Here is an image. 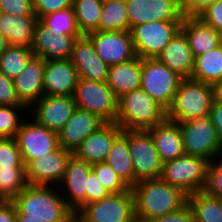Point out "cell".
<instances>
[{
    "mask_svg": "<svg viewBox=\"0 0 222 222\" xmlns=\"http://www.w3.org/2000/svg\"><path fill=\"white\" fill-rule=\"evenodd\" d=\"M136 222H149L182 208L187 194L160 177L138 181L132 187Z\"/></svg>",
    "mask_w": 222,
    "mask_h": 222,
    "instance_id": "cell-1",
    "label": "cell"
},
{
    "mask_svg": "<svg viewBox=\"0 0 222 222\" xmlns=\"http://www.w3.org/2000/svg\"><path fill=\"white\" fill-rule=\"evenodd\" d=\"M16 215H28L45 222H75L58 186L28 184L13 200Z\"/></svg>",
    "mask_w": 222,
    "mask_h": 222,
    "instance_id": "cell-2",
    "label": "cell"
},
{
    "mask_svg": "<svg viewBox=\"0 0 222 222\" xmlns=\"http://www.w3.org/2000/svg\"><path fill=\"white\" fill-rule=\"evenodd\" d=\"M166 118V110L142 88L118 99L116 123L123 130H147Z\"/></svg>",
    "mask_w": 222,
    "mask_h": 222,
    "instance_id": "cell-3",
    "label": "cell"
},
{
    "mask_svg": "<svg viewBox=\"0 0 222 222\" xmlns=\"http://www.w3.org/2000/svg\"><path fill=\"white\" fill-rule=\"evenodd\" d=\"M213 101L212 85L185 78L166 111V118L180 123L207 117L210 115Z\"/></svg>",
    "mask_w": 222,
    "mask_h": 222,
    "instance_id": "cell-4",
    "label": "cell"
},
{
    "mask_svg": "<svg viewBox=\"0 0 222 222\" xmlns=\"http://www.w3.org/2000/svg\"><path fill=\"white\" fill-rule=\"evenodd\" d=\"M209 161L191 155H182L163 163L160 178L190 195L206 187Z\"/></svg>",
    "mask_w": 222,
    "mask_h": 222,
    "instance_id": "cell-5",
    "label": "cell"
},
{
    "mask_svg": "<svg viewBox=\"0 0 222 222\" xmlns=\"http://www.w3.org/2000/svg\"><path fill=\"white\" fill-rule=\"evenodd\" d=\"M75 222H136L132 188L84 205L75 214Z\"/></svg>",
    "mask_w": 222,
    "mask_h": 222,
    "instance_id": "cell-6",
    "label": "cell"
},
{
    "mask_svg": "<svg viewBox=\"0 0 222 222\" xmlns=\"http://www.w3.org/2000/svg\"><path fill=\"white\" fill-rule=\"evenodd\" d=\"M179 124L186 155L201 157L209 162L222 157V146L210 116Z\"/></svg>",
    "mask_w": 222,
    "mask_h": 222,
    "instance_id": "cell-7",
    "label": "cell"
},
{
    "mask_svg": "<svg viewBox=\"0 0 222 222\" xmlns=\"http://www.w3.org/2000/svg\"><path fill=\"white\" fill-rule=\"evenodd\" d=\"M183 79L157 58L142 59L141 88L166 111Z\"/></svg>",
    "mask_w": 222,
    "mask_h": 222,
    "instance_id": "cell-8",
    "label": "cell"
},
{
    "mask_svg": "<svg viewBox=\"0 0 222 222\" xmlns=\"http://www.w3.org/2000/svg\"><path fill=\"white\" fill-rule=\"evenodd\" d=\"M74 99L77 108L93 113L104 122H116L118 99L107 82L79 78Z\"/></svg>",
    "mask_w": 222,
    "mask_h": 222,
    "instance_id": "cell-9",
    "label": "cell"
},
{
    "mask_svg": "<svg viewBox=\"0 0 222 222\" xmlns=\"http://www.w3.org/2000/svg\"><path fill=\"white\" fill-rule=\"evenodd\" d=\"M182 21H151L133 27L130 32L136 56L156 58L181 29Z\"/></svg>",
    "mask_w": 222,
    "mask_h": 222,
    "instance_id": "cell-10",
    "label": "cell"
},
{
    "mask_svg": "<svg viewBox=\"0 0 222 222\" xmlns=\"http://www.w3.org/2000/svg\"><path fill=\"white\" fill-rule=\"evenodd\" d=\"M134 167V185L141 180L158 178L163 163L148 130H123Z\"/></svg>",
    "mask_w": 222,
    "mask_h": 222,
    "instance_id": "cell-11",
    "label": "cell"
},
{
    "mask_svg": "<svg viewBox=\"0 0 222 222\" xmlns=\"http://www.w3.org/2000/svg\"><path fill=\"white\" fill-rule=\"evenodd\" d=\"M15 139L25 166L59 146L58 133L38 124L28 115L24 118Z\"/></svg>",
    "mask_w": 222,
    "mask_h": 222,
    "instance_id": "cell-12",
    "label": "cell"
},
{
    "mask_svg": "<svg viewBox=\"0 0 222 222\" xmlns=\"http://www.w3.org/2000/svg\"><path fill=\"white\" fill-rule=\"evenodd\" d=\"M129 31L151 21H183L180 0H125Z\"/></svg>",
    "mask_w": 222,
    "mask_h": 222,
    "instance_id": "cell-13",
    "label": "cell"
},
{
    "mask_svg": "<svg viewBox=\"0 0 222 222\" xmlns=\"http://www.w3.org/2000/svg\"><path fill=\"white\" fill-rule=\"evenodd\" d=\"M87 36L93 42L97 55L109 66L124 63L136 57L129 30L93 31Z\"/></svg>",
    "mask_w": 222,
    "mask_h": 222,
    "instance_id": "cell-14",
    "label": "cell"
},
{
    "mask_svg": "<svg viewBox=\"0 0 222 222\" xmlns=\"http://www.w3.org/2000/svg\"><path fill=\"white\" fill-rule=\"evenodd\" d=\"M73 155L60 145L45 156L26 165V176L30 185L58 186L64 178L69 158Z\"/></svg>",
    "mask_w": 222,
    "mask_h": 222,
    "instance_id": "cell-15",
    "label": "cell"
},
{
    "mask_svg": "<svg viewBox=\"0 0 222 222\" xmlns=\"http://www.w3.org/2000/svg\"><path fill=\"white\" fill-rule=\"evenodd\" d=\"M76 108L74 96L45 95L28 109V114L38 124L59 133Z\"/></svg>",
    "mask_w": 222,
    "mask_h": 222,
    "instance_id": "cell-16",
    "label": "cell"
},
{
    "mask_svg": "<svg viewBox=\"0 0 222 222\" xmlns=\"http://www.w3.org/2000/svg\"><path fill=\"white\" fill-rule=\"evenodd\" d=\"M91 170V164L72 155L68 160L64 178L58 185L61 195L74 214L86 205V180Z\"/></svg>",
    "mask_w": 222,
    "mask_h": 222,
    "instance_id": "cell-17",
    "label": "cell"
},
{
    "mask_svg": "<svg viewBox=\"0 0 222 222\" xmlns=\"http://www.w3.org/2000/svg\"><path fill=\"white\" fill-rule=\"evenodd\" d=\"M70 60L79 78L107 81L110 66L97 55L95 46L87 35L75 40Z\"/></svg>",
    "mask_w": 222,
    "mask_h": 222,
    "instance_id": "cell-18",
    "label": "cell"
},
{
    "mask_svg": "<svg viewBox=\"0 0 222 222\" xmlns=\"http://www.w3.org/2000/svg\"><path fill=\"white\" fill-rule=\"evenodd\" d=\"M81 36L54 35L50 28L38 19L32 42L34 56L45 61L53 59H70L74 42Z\"/></svg>",
    "mask_w": 222,
    "mask_h": 222,
    "instance_id": "cell-19",
    "label": "cell"
},
{
    "mask_svg": "<svg viewBox=\"0 0 222 222\" xmlns=\"http://www.w3.org/2000/svg\"><path fill=\"white\" fill-rule=\"evenodd\" d=\"M123 129L116 122H105L96 131L85 138L73 155L89 164L104 162L114 140Z\"/></svg>",
    "mask_w": 222,
    "mask_h": 222,
    "instance_id": "cell-20",
    "label": "cell"
},
{
    "mask_svg": "<svg viewBox=\"0 0 222 222\" xmlns=\"http://www.w3.org/2000/svg\"><path fill=\"white\" fill-rule=\"evenodd\" d=\"M79 76L70 59L46 60L44 96H74Z\"/></svg>",
    "mask_w": 222,
    "mask_h": 222,
    "instance_id": "cell-21",
    "label": "cell"
},
{
    "mask_svg": "<svg viewBox=\"0 0 222 222\" xmlns=\"http://www.w3.org/2000/svg\"><path fill=\"white\" fill-rule=\"evenodd\" d=\"M105 122L93 113L76 108L71 118L58 133L59 145L74 153L82 141Z\"/></svg>",
    "mask_w": 222,
    "mask_h": 222,
    "instance_id": "cell-22",
    "label": "cell"
},
{
    "mask_svg": "<svg viewBox=\"0 0 222 222\" xmlns=\"http://www.w3.org/2000/svg\"><path fill=\"white\" fill-rule=\"evenodd\" d=\"M45 65L43 58L33 56L24 71L13 80L17 97L28 109L44 96Z\"/></svg>",
    "mask_w": 222,
    "mask_h": 222,
    "instance_id": "cell-23",
    "label": "cell"
},
{
    "mask_svg": "<svg viewBox=\"0 0 222 222\" xmlns=\"http://www.w3.org/2000/svg\"><path fill=\"white\" fill-rule=\"evenodd\" d=\"M156 58L184 79L191 78L195 58L188 39L181 29Z\"/></svg>",
    "mask_w": 222,
    "mask_h": 222,
    "instance_id": "cell-24",
    "label": "cell"
},
{
    "mask_svg": "<svg viewBox=\"0 0 222 222\" xmlns=\"http://www.w3.org/2000/svg\"><path fill=\"white\" fill-rule=\"evenodd\" d=\"M147 130L154 140L155 148L162 163L185 154L179 122L165 118L162 122Z\"/></svg>",
    "mask_w": 222,
    "mask_h": 222,
    "instance_id": "cell-25",
    "label": "cell"
},
{
    "mask_svg": "<svg viewBox=\"0 0 222 222\" xmlns=\"http://www.w3.org/2000/svg\"><path fill=\"white\" fill-rule=\"evenodd\" d=\"M142 59L138 56L130 61L111 65L108 72L107 85L117 99L124 94L141 88Z\"/></svg>",
    "mask_w": 222,
    "mask_h": 222,
    "instance_id": "cell-26",
    "label": "cell"
},
{
    "mask_svg": "<svg viewBox=\"0 0 222 222\" xmlns=\"http://www.w3.org/2000/svg\"><path fill=\"white\" fill-rule=\"evenodd\" d=\"M181 30L185 33L194 58L220 45V34L197 16H184Z\"/></svg>",
    "mask_w": 222,
    "mask_h": 222,
    "instance_id": "cell-27",
    "label": "cell"
},
{
    "mask_svg": "<svg viewBox=\"0 0 222 222\" xmlns=\"http://www.w3.org/2000/svg\"><path fill=\"white\" fill-rule=\"evenodd\" d=\"M37 21L36 15L15 17L1 12L0 31L9 45L31 48Z\"/></svg>",
    "mask_w": 222,
    "mask_h": 222,
    "instance_id": "cell-28",
    "label": "cell"
},
{
    "mask_svg": "<svg viewBox=\"0 0 222 222\" xmlns=\"http://www.w3.org/2000/svg\"><path fill=\"white\" fill-rule=\"evenodd\" d=\"M105 162L129 188L134 186V167L128 146V137L123 132L114 140Z\"/></svg>",
    "mask_w": 222,
    "mask_h": 222,
    "instance_id": "cell-29",
    "label": "cell"
},
{
    "mask_svg": "<svg viewBox=\"0 0 222 222\" xmlns=\"http://www.w3.org/2000/svg\"><path fill=\"white\" fill-rule=\"evenodd\" d=\"M191 79L213 85L222 80V46L195 57Z\"/></svg>",
    "mask_w": 222,
    "mask_h": 222,
    "instance_id": "cell-30",
    "label": "cell"
},
{
    "mask_svg": "<svg viewBox=\"0 0 222 222\" xmlns=\"http://www.w3.org/2000/svg\"><path fill=\"white\" fill-rule=\"evenodd\" d=\"M195 222H222V200L205 190L187 196Z\"/></svg>",
    "mask_w": 222,
    "mask_h": 222,
    "instance_id": "cell-31",
    "label": "cell"
},
{
    "mask_svg": "<svg viewBox=\"0 0 222 222\" xmlns=\"http://www.w3.org/2000/svg\"><path fill=\"white\" fill-rule=\"evenodd\" d=\"M103 0H73V10L79 31L87 35L99 31Z\"/></svg>",
    "mask_w": 222,
    "mask_h": 222,
    "instance_id": "cell-32",
    "label": "cell"
},
{
    "mask_svg": "<svg viewBox=\"0 0 222 222\" xmlns=\"http://www.w3.org/2000/svg\"><path fill=\"white\" fill-rule=\"evenodd\" d=\"M33 56L31 48L9 45L0 55V71L9 79L14 80L24 71Z\"/></svg>",
    "mask_w": 222,
    "mask_h": 222,
    "instance_id": "cell-33",
    "label": "cell"
},
{
    "mask_svg": "<svg viewBox=\"0 0 222 222\" xmlns=\"http://www.w3.org/2000/svg\"><path fill=\"white\" fill-rule=\"evenodd\" d=\"M129 30L125 0H103L99 31Z\"/></svg>",
    "mask_w": 222,
    "mask_h": 222,
    "instance_id": "cell-34",
    "label": "cell"
},
{
    "mask_svg": "<svg viewBox=\"0 0 222 222\" xmlns=\"http://www.w3.org/2000/svg\"><path fill=\"white\" fill-rule=\"evenodd\" d=\"M28 185L26 167H0V198L12 201Z\"/></svg>",
    "mask_w": 222,
    "mask_h": 222,
    "instance_id": "cell-35",
    "label": "cell"
},
{
    "mask_svg": "<svg viewBox=\"0 0 222 222\" xmlns=\"http://www.w3.org/2000/svg\"><path fill=\"white\" fill-rule=\"evenodd\" d=\"M54 35L82 36L79 31L73 7L52 12L40 19Z\"/></svg>",
    "mask_w": 222,
    "mask_h": 222,
    "instance_id": "cell-36",
    "label": "cell"
},
{
    "mask_svg": "<svg viewBox=\"0 0 222 222\" xmlns=\"http://www.w3.org/2000/svg\"><path fill=\"white\" fill-rule=\"evenodd\" d=\"M27 111L29 110L26 106L0 105V138H15L24 117L29 115Z\"/></svg>",
    "mask_w": 222,
    "mask_h": 222,
    "instance_id": "cell-37",
    "label": "cell"
},
{
    "mask_svg": "<svg viewBox=\"0 0 222 222\" xmlns=\"http://www.w3.org/2000/svg\"><path fill=\"white\" fill-rule=\"evenodd\" d=\"M92 170L110 193H121L130 189L105 161L92 164Z\"/></svg>",
    "mask_w": 222,
    "mask_h": 222,
    "instance_id": "cell-38",
    "label": "cell"
},
{
    "mask_svg": "<svg viewBox=\"0 0 222 222\" xmlns=\"http://www.w3.org/2000/svg\"><path fill=\"white\" fill-rule=\"evenodd\" d=\"M0 167H26L15 138H0Z\"/></svg>",
    "mask_w": 222,
    "mask_h": 222,
    "instance_id": "cell-39",
    "label": "cell"
},
{
    "mask_svg": "<svg viewBox=\"0 0 222 222\" xmlns=\"http://www.w3.org/2000/svg\"><path fill=\"white\" fill-rule=\"evenodd\" d=\"M204 190L211 196L222 200V157L209 163L207 183Z\"/></svg>",
    "mask_w": 222,
    "mask_h": 222,
    "instance_id": "cell-40",
    "label": "cell"
},
{
    "mask_svg": "<svg viewBox=\"0 0 222 222\" xmlns=\"http://www.w3.org/2000/svg\"><path fill=\"white\" fill-rule=\"evenodd\" d=\"M0 10L15 17L35 15L33 0H0Z\"/></svg>",
    "mask_w": 222,
    "mask_h": 222,
    "instance_id": "cell-41",
    "label": "cell"
},
{
    "mask_svg": "<svg viewBox=\"0 0 222 222\" xmlns=\"http://www.w3.org/2000/svg\"><path fill=\"white\" fill-rule=\"evenodd\" d=\"M72 6L73 0H33V9L37 19Z\"/></svg>",
    "mask_w": 222,
    "mask_h": 222,
    "instance_id": "cell-42",
    "label": "cell"
},
{
    "mask_svg": "<svg viewBox=\"0 0 222 222\" xmlns=\"http://www.w3.org/2000/svg\"><path fill=\"white\" fill-rule=\"evenodd\" d=\"M86 181V205L92 202L100 201L111 194L109 190L106 189L98 180V177L93 170L89 172Z\"/></svg>",
    "mask_w": 222,
    "mask_h": 222,
    "instance_id": "cell-43",
    "label": "cell"
},
{
    "mask_svg": "<svg viewBox=\"0 0 222 222\" xmlns=\"http://www.w3.org/2000/svg\"><path fill=\"white\" fill-rule=\"evenodd\" d=\"M0 105L25 106L17 97L14 82L0 71Z\"/></svg>",
    "mask_w": 222,
    "mask_h": 222,
    "instance_id": "cell-44",
    "label": "cell"
},
{
    "mask_svg": "<svg viewBox=\"0 0 222 222\" xmlns=\"http://www.w3.org/2000/svg\"><path fill=\"white\" fill-rule=\"evenodd\" d=\"M197 17L217 32H222V0H216L210 4Z\"/></svg>",
    "mask_w": 222,
    "mask_h": 222,
    "instance_id": "cell-45",
    "label": "cell"
},
{
    "mask_svg": "<svg viewBox=\"0 0 222 222\" xmlns=\"http://www.w3.org/2000/svg\"><path fill=\"white\" fill-rule=\"evenodd\" d=\"M149 222H195L191 207L186 203L182 208Z\"/></svg>",
    "mask_w": 222,
    "mask_h": 222,
    "instance_id": "cell-46",
    "label": "cell"
},
{
    "mask_svg": "<svg viewBox=\"0 0 222 222\" xmlns=\"http://www.w3.org/2000/svg\"><path fill=\"white\" fill-rule=\"evenodd\" d=\"M216 0H180V7L184 16H198Z\"/></svg>",
    "mask_w": 222,
    "mask_h": 222,
    "instance_id": "cell-47",
    "label": "cell"
},
{
    "mask_svg": "<svg viewBox=\"0 0 222 222\" xmlns=\"http://www.w3.org/2000/svg\"><path fill=\"white\" fill-rule=\"evenodd\" d=\"M209 116L211 117V121L216 128L218 139L222 146V104L213 101Z\"/></svg>",
    "mask_w": 222,
    "mask_h": 222,
    "instance_id": "cell-48",
    "label": "cell"
},
{
    "mask_svg": "<svg viewBox=\"0 0 222 222\" xmlns=\"http://www.w3.org/2000/svg\"><path fill=\"white\" fill-rule=\"evenodd\" d=\"M0 222H17L16 206L13 201L0 203Z\"/></svg>",
    "mask_w": 222,
    "mask_h": 222,
    "instance_id": "cell-49",
    "label": "cell"
},
{
    "mask_svg": "<svg viewBox=\"0 0 222 222\" xmlns=\"http://www.w3.org/2000/svg\"><path fill=\"white\" fill-rule=\"evenodd\" d=\"M212 88H213L214 101L222 104V80L214 83L212 85Z\"/></svg>",
    "mask_w": 222,
    "mask_h": 222,
    "instance_id": "cell-50",
    "label": "cell"
},
{
    "mask_svg": "<svg viewBox=\"0 0 222 222\" xmlns=\"http://www.w3.org/2000/svg\"><path fill=\"white\" fill-rule=\"evenodd\" d=\"M17 222H45L40 218L29 217L28 215H17Z\"/></svg>",
    "mask_w": 222,
    "mask_h": 222,
    "instance_id": "cell-51",
    "label": "cell"
},
{
    "mask_svg": "<svg viewBox=\"0 0 222 222\" xmlns=\"http://www.w3.org/2000/svg\"><path fill=\"white\" fill-rule=\"evenodd\" d=\"M9 43L0 31V55L8 48Z\"/></svg>",
    "mask_w": 222,
    "mask_h": 222,
    "instance_id": "cell-52",
    "label": "cell"
},
{
    "mask_svg": "<svg viewBox=\"0 0 222 222\" xmlns=\"http://www.w3.org/2000/svg\"><path fill=\"white\" fill-rule=\"evenodd\" d=\"M219 34H220V45L222 46V32H220Z\"/></svg>",
    "mask_w": 222,
    "mask_h": 222,
    "instance_id": "cell-53",
    "label": "cell"
}]
</instances>
